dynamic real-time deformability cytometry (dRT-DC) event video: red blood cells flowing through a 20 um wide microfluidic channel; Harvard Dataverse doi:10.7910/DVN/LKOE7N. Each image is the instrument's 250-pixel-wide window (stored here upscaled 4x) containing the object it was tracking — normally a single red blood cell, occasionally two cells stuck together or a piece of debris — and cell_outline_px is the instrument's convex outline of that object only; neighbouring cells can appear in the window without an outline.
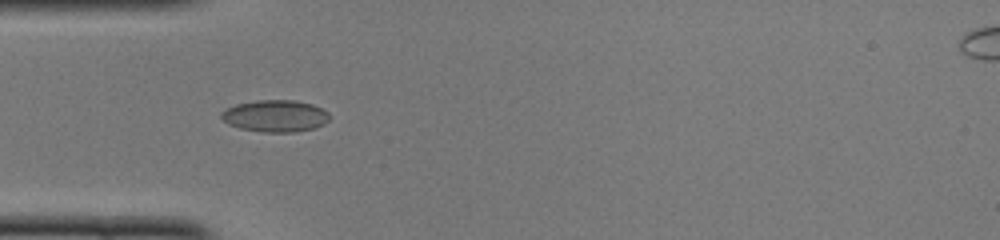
{"species": "common noctule bat (a hibernating species)", "species_latin": "Nyctalus noctula", "temperature_condition": "cold", "stored_images_in_passage": 35, "camera_frame_rate_fps": 3000, "um_per_image_px": 0.085, "animal": {"sex": "female", "body_mass_g": 22.0, "forearm_length_mm": 56.7}, "frame": {"image": 1, "passage_image": 1, "time_ms": 0.0, "image_size_px": [1000, 240], "cell_outline_px": [[328, 120], [324, 124], [316, 128], [296, 132], [264, 132], [240, 128], [228, 124], [220, 116], [220, 112], [224, 108], [236, 104], [256, 100], [296, 100], [312, 104], [328, 112]], "centroid_in_image_um": [23.37, 9.85], "position_along_channel_um": 61.6, "area_um2": 20.23}}
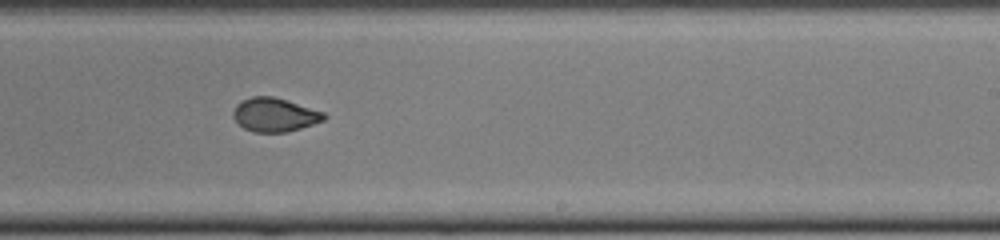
{"frame": {"image": 2, "passage_image": 16, "time_ms": 5.0, "image_size_px": [1000, 240], "cell_outline_px": [[328, 116], [324, 120], [288, 132], [252, 132], [244, 128], [232, 116], [232, 112], [236, 104], [240, 100], [252, 96], [272, 96], [288, 100], [324, 112]], "centroid_in_image_um": [23.33, 9.74], "position_along_channel_um": 265.7, "area_um2": 17.98}}
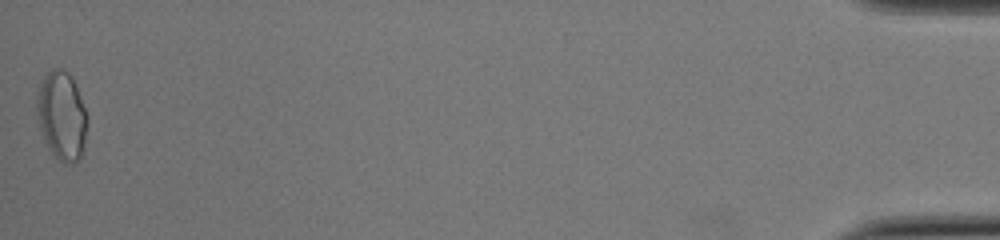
{"frame": {"image": 3, "passage_image": 35, "time_ms": 11.333, "image_size_px": [1000, 240], "cell_outline_px": [[88, 124], [80, 160], [72, 164], [64, 164], [48, 148], [44, 140], [40, 128], [36, 112], [36, 96], [44, 76], [52, 68], [64, 68], [72, 76], [88, 116]], "centroid_in_image_um": [5.26, 9.83], "position_along_channel_um": 429.9, "area_um2": 26.3}, "authors_computed_cell_mechanics": {"area_um2": 18.785, "velocity_mm_per_s": 4.0988, "shape_relaxation_time_tau1_ms": null, "shape_relaxation_time_tau2_ms": 1.1036, "deformation_change_tau1": null, "deformation_change_tau2": 0.0529}}